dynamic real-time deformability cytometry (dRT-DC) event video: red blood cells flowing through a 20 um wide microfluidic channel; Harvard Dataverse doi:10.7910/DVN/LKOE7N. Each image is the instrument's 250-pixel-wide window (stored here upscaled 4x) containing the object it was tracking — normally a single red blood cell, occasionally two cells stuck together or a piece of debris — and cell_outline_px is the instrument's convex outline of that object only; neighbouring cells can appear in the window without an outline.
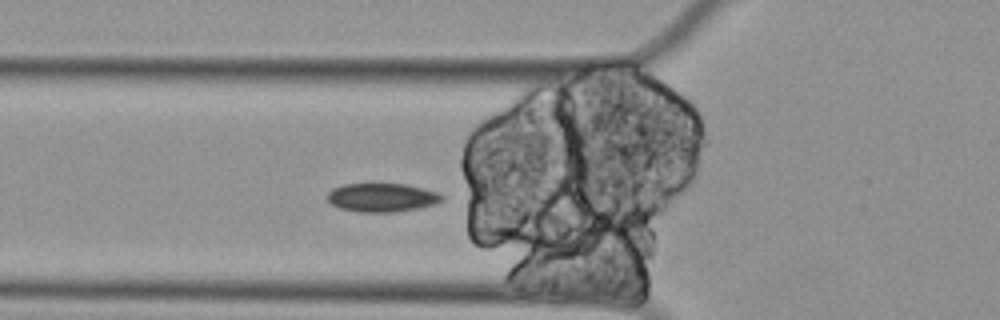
{"species": "Egyptian fruit bat (a non-hibernating species)", "species_latin": "Rousettus aegyptiacus", "temperature_condition": "cold", "stored_images_in_passage": 44, "camera_frame_rate_fps": 3000, "um_per_image_px": 0.085, "animal": {"sex": "female"}, "frame": {"image": 1, "passage_image": 4, "time_ms": 1.0, "image_size_px": [1000, 320], "cell_outline_px": [[444, 200], [436, 204], [420, 208], [392, 212], [360, 212], [340, 208], [332, 204], [328, 200], [328, 192], [332, 188], [344, 184], [408, 184], [440, 192], [444, 196]], "centroid_in_image_um": [32.53, 16.78], "position_along_channel_um": 93.3, "area_um2": 19.31}}
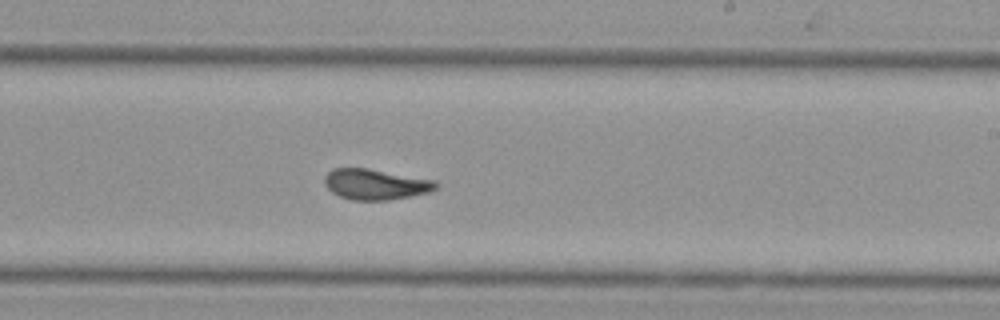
{"frame": {"image": 2, "passage_image": 19, "time_ms": 6.0, "image_size_px": [1000, 320], "cell_outline_px": [[440, 184], [432, 192], [388, 200], [352, 200], [340, 196], [332, 192], [324, 184], [324, 176], [332, 168], [368, 168], [436, 180]], "centroid_in_image_um": [31.94, 15.66], "position_along_channel_um": 257.1, "area_um2": 20.06}}
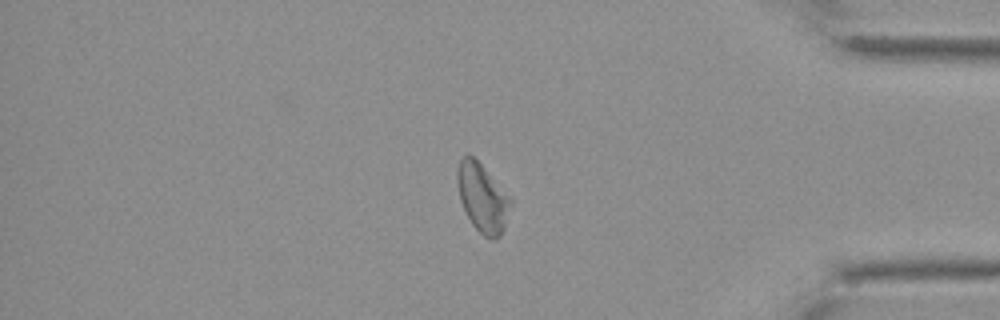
{"frame": {"image": 3, "passage_image": 34, "time_ms": 11.0, "image_size_px": [1000, 320], "cell_outline_px": [[512, 200], [504, 228], [500, 236], [496, 240], [492, 240], [484, 236], [472, 224], [460, 200], [456, 180], [456, 172], [460, 160], [464, 156], [472, 156], [512, 196]], "centroid_in_image_um": [41.03, 16.83], "position_along_channel_um": 394.2, "area_um2": 21.21}}